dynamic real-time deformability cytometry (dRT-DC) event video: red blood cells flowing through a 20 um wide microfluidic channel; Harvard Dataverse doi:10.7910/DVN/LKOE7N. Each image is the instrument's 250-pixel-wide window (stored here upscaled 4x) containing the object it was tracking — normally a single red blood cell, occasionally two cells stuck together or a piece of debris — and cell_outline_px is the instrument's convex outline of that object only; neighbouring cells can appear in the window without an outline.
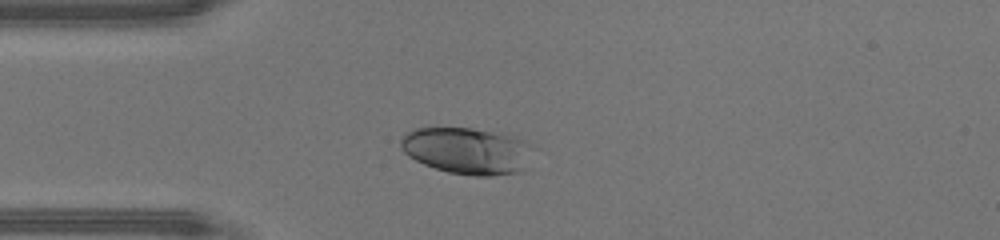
{"species": "human", "species_latin": "Homo sapiens", "temperature_condition": "warm", "stored_images_in_passage": 38, "camera_frame_rate_fps": 3000, "um_per_image_px": 0.085, "donor": {"sex": "male"}, "frame": {"image": 1, "passage_image": 9, "time_ms": 2.667, "image_size_px": [1000, 240], "cell_outline_px": [[528, 144], [520, 172], [492, 176], [472, 176], [448, 172], [424, 164], [408, 156], [400, 148], [400, 140], [412, 128], [472, 128], [508, 132], [524, 140]], "centroid_in_image_um": [39.62, 12.78], "position_along_channel_um": 45.4, "area_um2": 35.6}}
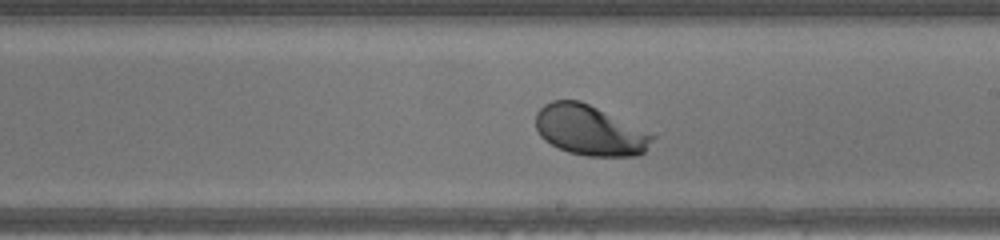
{"frame": {"image": 2, "passage_image": 23, "time_ms": 7.333, "image_size_px": [1000, 240], "cell_outline_px": [[656, 136], [644, 152], [636, 156], [588, 156], [568, 152], [544, 140], [540, 136], [536, 128], [536, 112], [544, 104], [552, 100], [580, 100]], "centroid_in_image_um": [50.09, 11.08], "position_along_channel_um": 238.9, "area_um2": 33.7}}
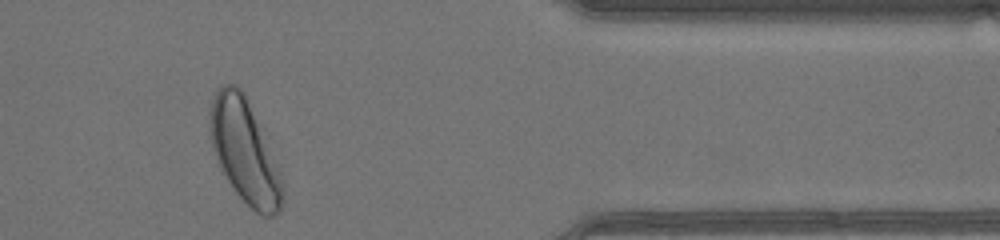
{"frame": {"image": 3, "passage_image": 35, "time_ms": 11.333, "image_size_px": [1000, 240], "cell_outline_px": [[284, 200], [280, 212], [272, 216], [264, 216], [256, 212], [236, 192], [220, 168], [208, 132], [208, 128], [212, 100], [220, 84], [236, 84], [244, 92], [280, 164], [284, 192]], "centroid_in_image_um": [20.84, 12.85], "position_along_channel_um": 390.6, "area_um2": 44.33}, "authors_computed_cell_mechanics": {"area_um2": 35.6337, "velocity_mm_per_s": 4.4764, "shape_relaxation_time_tau1_ms": 0.7836, "shape_relaxation_time_tau2_ms": null, "deformation_change_tau1": 0.1084, "deformation_change_tau2": null}}